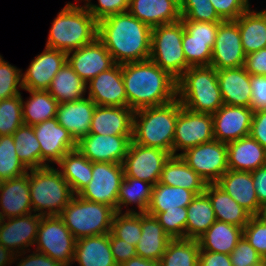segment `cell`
Returning a JSON list of instances; mask_svg holds the SVG:
<instances>
[{
  "label": "cell",
  "instance_id": "41",
  "mask_svg": "<svg viewBox=\"0 0 266 266\" xmlns=\"http://www.w3.org/2000/svg\"><path fill=\"white\" fill-rule=\"evenodd\" d=\"M199 251L198 240L171 239L161 257L160 266H198Z\"/></svg>",
  "mask_w": 266,
  "mask_h": 266
},
{
  "label": "cell",
  "instance_id": "26",
  "mask_svg": "<svg viewBox=\"0 0 266 266\" xmlns=\"http://www.w3.org/2000/svg\"><path fill=\"white\" fill-rule=\"evenodd\" d=\"M228 169L251 172L266 165V149L250 135L227 143Z\"/></svg>",
  "mask_w": 266,
  "mask_h": 266
},
{
  "label": "cell",
  "instance_id": "31",
  "mask_svg": "<svg viewBox=\"0 0 266 266\" xmlns=\"http://www.w3.org/2000/svg\"><path fill=\"white\" fill-rule=\"evenodd\" d=\"M159 183L182 187L196 195L204 193L207 186L205 180L190 168L180 155H171L166 161Z\"/></svg>",
  "mask_w": 266,
  "mask_h": 266
},
{
  "label": "cell",
  "instance_id": "12",
  "mask_svg": "<svg viewBox=\"0 0 266 266\" xmlns=\"http://www.w3.org/2000/svg\"><path fill=\"white\" fill-rule=\"evenodd\" d=\"M214 140L213 118L210 113L194 112L180 103V112L175 124L173 155L177 151L195 147Z\"/></svg>",
  "mask_w": 266,
  "mask_h": 266
},
{
  "label": "cell",
  "instance_id": "15",
  "mask_svg": "<svg viewBox=\"0 0 266 266\" xmlns=\"http://www.w3.org/2000/svg\"><path fill=\"white\" fill-rule=\"evenodd\" d=\"M33 129L40 143L41 168L57 164L66 153L77 149V142L56 117L33 125Z\"/></svg>",
  "mask_w": 266,
  "mask_h": 266
},
{
  "label": "cell",
  "instance_id": "57",
  "mask_svg": "<svg viewBox=\"0 0 266 266\" xmlns=\"http://www.w3.org/2000/svg\"><path fill=\"white\" fill-rule=\"evenodd\" d=\"M244 67L250 75L266 76V48L246 55Z\"/></svg>",
  "mask_w": 266,
  "mask_h": 266
},
{
  "label": "cell",
  "instance_id": "29",
  "mask_svg": "<svg viewBox=\"0 0 266 266\" xmlns=\"http://www.w3.org/2000/svg\"><path fill=\"white\" fill-rule=\"evenodd\" d=\"M73 262L79 266H118L111 251L109 233L77 239Z\"/></svg>",
  "mask_w": 266,
  "mask_h": 266
},
{
  "label": "cell",
  "instance_id": "1",
  "mask_svg": "<svg viewBox=\"0 0 266 266\" xmlns=\"http://www.w3.org/2000/svg\"><path fill=\"white\" fill-rule=\"evenodd\" d=\"M152 28L129 11L98 21L97 38L116 64L140 62L150 58Z\"/></svg>",
  "mask_w": 266,
  "mask_h": 266
},
{
  "label": "cell",
  "instance_id": "49",
  "mask_svg": "<svg viewBox=\"0 0 266 266\" xmlns=\"http://www.w3.org/2000/svg\"><path fill=\"white\" fill-rule=\"evenodd\" d=\"M23 89L22 71L0 55V100L20 95Z\"/></svg>",
  "mask_w": 266,
  "mask_h": 266
},
{
  "label": "cell",
  "instance_id": "46",
  "mask_svg": "<svg viewBox=\"0 0 266 266\" xmlns=\"http://www.w3.org/2000/svg\"><path fill=\"white\" fill-rule=\"evenodd\" d=\"M23 124L21 94L0 100V136L13 135Z\"/></svg>",
  "mask_w": 266,
  "mask_h": 266
},
{
  "label": "cell",
  "instance_id": "13",
  "mask_svg": "<svg viewBox=\"0 0 266 266\" xmlns=\"http://www.w3.org/2000/svg\"><path fill=\"white\" fill-rule=\"evenodd\" d=\"M170 156L171 154L163 149L131 141L123 161L124 177L140 179L154 186L159 182L162 169Z\"/></svg>",
  "mask_w": 266,
  "mask_h": 266
},
{
  "label": "cell",
  "instance_id": "9",
  "mask_svg": "<svg viewBox=\"0 0 266 266\" xmlns=\"http://www.w3.org/2000/svg\"><path fill=\"white\" fill-rule=\"evenodd\" d=\"M76 240L60 216L41 217L35 241L36 251L62 266H70L73 264Z\"/></svg>",
  "mask_w": 266,
  "mask_h": 266
},
{
  "label": "cell",
  "instance_id": "30",
  "mask_svg": "<svg viewBox=\"0 0 266 266\" xmlns=\"http://www.w3.org/2000/svg\"><path fill=\"white\" fill-rule=\"evenodd\" d=\"M142 234L136 244L137 256L160 262L168 242L172 239L155 216L141 213Z\"/></svg>",
  "mask_w": 266,
  "mask_h": 266
},
{
  "label": "cell",
  "instance_id": "34",
  "mask_svg": "<svg viewBox=\"0 0 266 266\" xmlns=\"http://www.w3.org/2000/svg\"><path fill=\"white\" fill-rule=\"evenodd\" d=\"M241 35L244 53L266 48V13L249 9L236 20Z\"/></svg>",
  "mask_w": 266,
  "mask_h": 266
},
{
  "label": "cell",
  "instance_id": "45",
  "mask_svg": "<svg viewBox=\"0 0 266 266\" xmlns=\"http://www.w3.org/2000/svg\"><path fill=\"white\" fill-rule=\"evenodd\" d=\"M215 40L191 39L184 29L182 46L187 64L192 66H209Z\"/></svg>",
  "mask_w": 266,
  "mask_h": 266
},
{
  "label": "cell",
  "instance_id": "28",
  "mask_svg": "<svg viewBox=\"0 0 266 266\" xmlns=\"http://www.w3.org/2000/svg\"><path fill=\"white\" fill-rule=\"evenodd\" d=\"M128 11L151 28L181 20L180 8L172 0H129Z\"/></svg>",
  "mask_w": 266,
  "mask_h": 266
},
{
  "label": "cell",
  "instance_id": "61",
  "mask_svg": "<svg viewBox=\"0 0 266 266\" xmlns=\"http://www.w3.org/2000/svg\"><path fill=\"white\" fill-rule=\"evenodd\" d=\"M259 205L266 203V165L251 171Z\"/></svg>",
  "mask_w": 266,
  "mask_h": 266
},
{
  "label": "cell",
  "instance_id": "42",
  "mask_svg": "<svg viewBox=\"0 0 266 266\" xmlns=\"http://www.w3.org/2000/svg\"><path fill=\"white\" fill-rule=\"evenodd\" d=\"M16 154L28 168H41L40 143L33 126L23 124L13 134Z\"/></svg>",
  "mask_w": 266,
  "mask_h": 266
},
{
  "label": "cell",
  "instance_id": "19",
  "mask_svg": "<svg viewBox=\"0 0 266 266\" xmlns=\"http://www.w3.org/2000/svg\"><path fill=\"white\" fill-rule=\"evenodd\" d=\"M41 217L37 214L2 219L0 223V244L15 255L23 253L26 248L35 245ZM20 250V251H19Z\"/></svg>",
  "mask_w": 266,
  "mask_h": 266
},
{
  "label": "cell",
  "instance_id": "10",
  "mask_svg": "<svg viewBox=\"0 0 266 266\" xmlns=\"http://www.w3.org/2000/svg\"><path fill=\"white\" fill-rule=\"evenodd\" d=\"M178 155L207 184L216 183L228 170L227 143L218 140L199 144Z\"/></svg>",
  "mask_w": 266,
  "mask_h": 266
},
{
  "label": "cell",
  "instance_id": "25",
  "mask_svg": "<svg viewBox=\"0 0 266 266\" xmlns=\"http://www.w3.org/2000/svg\"><path fill=\"white\" fill-rule=\"evenodd\" d=\"M217 78L223 104L250 108L251 81L244 66L217 70Z\"/></svg>",
  "mask_w": 266,
  "mask_h": 266
},
{
  "label": "cell",
  "instance_id": "53",
  "mask_svg": "<svg viewBox=\"0 0 266 266\" xmlns=\"http://www.w3.org/2000/svg\"><path fill=\"white\" fill-rule=\"evenodd\" d=\"M232 266H250L262 260V256L243 236L230 254Z\"/></svg>",
  "mask_w": 266,
  "mask_h": 266
},
{
  "label": "cell",
  "instance_id": "38",
  "mask_svg": "<svg viewBox=\"0 0 266 266\" xmlns=\"http://www.w3.org/2000/svg\"><path fill=\"white\" fill-rule=\"evenodd\" d=\"M195 197L196 194L188 189L158 182L152 188L151 201L146 213H160L187 207Z\"/></svg>",
  "mask_w": 266,
  "mask_h": 266
},
{
  "label": "cell",
  "instance_id": "4",
  "mask_svg": "<svg viewBox=\"0 0 266 266\" xmlns=\"http://www.w3.org/2000/svg\"><path fill=\"white\" fill-rule=\"evenodd\" d=\"M179 112L178 99L165 105L134 111L132 141L163 149L173 155L175 124Z\"/></svg>",
  "mask_w": 266,
  "mask_h": 266
},
{
  "label": "cell",
  "instance_id": "17",
  "mask_svg": "<svg viewBox=\"0 0 266 266\" xmlns=\"http://www.w3.org/2000/svg\"><path fill=\"white\" fill-rule=\"evenodd\" d=\"M67 62L87 84L116 63L104 44L96 38L93 42L67 53Z\"/></svg>",
  "mask_w": 266,
  "mask_h": 266
},
{
  "label": "cell",
  "instance_id": "67",
  "mask_svg": "<svg viewBox=\"0 0 266 266\" xmlns=\"http://www.w3.org/2000/svg\"><path fill=\"white\" fill-rule=\"evenodd\" d=\"M262 261H263L264 265L266 266V255L262 257Z\"/></svg>",
  "mask_w": 266,
  "mask_h": 266
},
{
  "label": "cell",
  "instance_id": "50",
  "mask_svg": "<svg viewBox=\"0 0 266 266\" xmlns=\"http://www.w3.org/2000/svg\"><path fill=\"white\" fill-rule=\"evenodd\" d=\"M243 236L262 257L266 255V223L255 215L251 216L243 228Z\"/></svg>",
  "mask_w": 266,
  "mask_h": 266
},
{
  "label": "cell",
  "instance_id": "16",
  "mask_svg": "<svg viewBox=\"0 0 266 266\" xmlns=\"http://www.w3.org/2000/svg\"><path fill=\"white\" fill-rule=\"evenodd\" d=\"M132 136L88 134L77 142V149L92 163L123 164Z\"/></svg>",
  "mask_w": 266,
  "mask_h": 266
},
{
  "label": "cell",
  "instance_id": "54",
  "mask_svg": "<svg viewBox=\"0 0 266 266\" xmlns=\"http://www.w3.org/2000/svg\"><path fill=\"white\" fill-rule=\"evenodd\" d=\"M185 30L191 35V39L215 40L217 30L221 22H200L181 20Z\"/></svg>",
  "mask_w": 266,
  "mask_h": 266
},
{
  "label": "cell",
  "instance_id": "51",
  "mask_svg": "<svg viewBox=\"0 0 266 266\" xmlns=\"http://www.w3.org/2000/svg\"><path fill=\"white\" fill-rule=\"evenodd\" d=\"M84 1H87L84 7L97 21L129 9V0H98V5L92 4L91 0Z\"/></svg>",
  "mask_w": 266,
  "mask_h": 266
},
{
  "label": "cell",
  "instance_id": "32",
  "mask_svg": "<svg viewBox=\"0 0 266 266\" xmlns=\"http://www.w3.org/2000/svg\"><path fill=\"white\" fill-rule=\"evenodd\" d=\"M210 199L215 218L237 227L244 228L252 216L216 183H209L204 192Z\"/></svg>",
  "mask_w": 266,
  "mask_h": 266
},
{
  "label": "cell",
  "instance_id": "2",
  "mask_svg": "<svg viewBox=\"0 0 266 266\" xmlns=\"http://www.w3.org/2000/svg\"><path fill=\"white\" fill-rule=\"evenodd\" d=\"M121 65L128 108L137 111L177 99V80L150 59Z\"/></svg>",
  "mask_w": 266,
  "mask_h": 266
},
{
  "label": "cell",
  "instance_id": "66",
  "mask_svg": "<svg viewBox=\"0 0 266 266\" xmlns=\"http://www.w3.org/2000/svg\"><path fill=\"white\" fill-rule=\"evenodd\" d=\"M250 266H265V265H264L263 261L261 260L255 264H253V265H250Z\"/></svg>",
  "mask_w": 266,
  "mask_h": 266
},
{
  "label": "cell",
  "instance_id": "64",
  "mask_svg": "<svg viewBox=\"0 0 266 266\" xmlns=\"http://www.w3.org/2000/svg\"><path fill=\"white\" fill-rule=\"evenodd\" d=\"M255 216L262 222L266 223V203L260 205L258 213Z\"/></svg>",
  "mask_w": 266,
  "mask_h": 266
},
{
  "label": "cell",
  "instance_id": "27",
  "mask_svg": "<svg viewBox=\"0 0 266 266\" xmlns=\"http://www.w3.org/2000/svg\"><path fill=\"white\" fill-rule=\"evenodd\" d=\"M216 184L252 216L258 213L260 205L251 172L228 169Z\"/></svg>",
  "mask_w": 266,
  "mask_h": 266
},
{
  "label": "cell",
  "instance_id": "63",
  "mask_svg": "<svg viewBox=\"0 0 266 266\" xmlns=\"http://www.w3.org/2000/svg\"><path fill=\"white\" fill-rule=\"evenodd\" d=\"M120 266H160V262L135 256Z\"/></svg>",
  "mask_w": 266,
  "mask_h": 266
},
{
  "label": "cell",
  "instance_id": "18",
  "mask_svg": "<svg viewBox=\"0 0 266 266\" xmlns=\"http://www.w3.org/2000/svg\"><path fill=\"white\" fill-rule=\"evenodd\" d=\"M253 110L249 107L223 104L213 118L214 140L228 143L250 134Z\"/></svg>",
  "mask_w": 266,
  "mask_h": 266
},
{
  "label": "cell",
  "instance_id": "35",
  "mask_svg": "<svg viewBox=\"0 0 266 266\" xmlns=\"http://www.w3.org/2000/svg\"><path fill=\"white\" fill-rule=\"evenodd\" d=\"M57 164L74 195H78L92 180V162L78 149L66 153Z\"/></svg>",
  "mask_w": 266,
  "mask_h": 266
},
{
  "label": "cell",
  "instance_id": "33",
  "mask_svg": "<svg viewBox=\"0 0 266 266\" xmlns=\"http://www.w3.org/2000/svg\"><path fill=\"white\" fill-rule=\"evenodd\" d=\"M243 237V228L216 220L197 240L201 251L231 254Z\"/></svg>",
  "mask_w": 266,
  "mask_h": 266
},
{
  "label": "cell",
  "instance_id": "14",
  "mask_svg": "<svg viewBox=\"0 0 266 266\" xmlns=\"http://www.w3.org/2000/svg\"><path fill=\"white\" fill-rule=\"evenodd\" d=\"M244 53L238 24L235 20H225L219 24L210 66L216 70L237 68L245 65Z\"/></svg>",
  "mask_w": 266,
  "mask_h": 266
},
{
  "label": "cell",
  "instance_id": "56",
  "mask_svg": "<svg viewBox=\"0 0 266 266\" xmlns=\"http://www.w3.org/2000/svg\"><path fill=\"white\" fill-rule=\"evenodd\" d=\"M253 112L266 109V76L250 75Z\"/></svg>",
  "mask_w": 266,
  "mask_h": 266
},
{
  "label": "cell",
  "instance_id": "6",
  "mask_svg": "<svg viewBox=\"0 0 266 266\" xmlns=\"http://www.w3.org/2000/svg\"><path fill=\"white\" fill-rule=\"evenodd\" d=\"M30 171V172H29ZM28 171L32 210L39 216H60L74 193L60 171L53 166Z\"/></svg>",
  "mask_w": 266,
  "mask_h": 266
},
{
  "label": "cell",
  "instance_id": "24",
  "mask_svg": "<svg viewBox=\"0 0 266 266\" xmlns=\"http://www.w3.org/2000/svg\"><path fill=\"white\" fill-rule=\"evenodd\" d=\"M133 115L128 107L96 105L89 134L133 135Z\"/></svg>",
  "mask_w": 266,
  "mask_h": 266
},
{
  "label": "cell",
  "instance_id": "44",
  "mask_svg": "<svg viewBox=\"0 0 266 266\" xmlns=\"http://www.w3.org/2000/svg\"><path fill=\"white\" fill-rule=\"evenodd\" d=\"M125 212H123L124 214L115 213L111 232L117 238L136 246L142 234L141 213H138L136 210L134 211V209H127Z\"/></svg>",
  "mask_w": 266,
  "mask_h": 266
},
{
  "label": "cell",
  "instance_id": "59",
  "mask_svg": "<svg viewBox=\"0 0 266 266\" xmlns=\"http://www.w3.org/2000/svg\"><path fill=\"white\" fill-rule=\"evenodd\" d=\"M198 266H232L229 254L199 251Z\"/></svg>",
  "mask_w": 266,
  "mask_h": 266
},
{
  "label": "cell",
  "instance_id": "21",
  "mask_svg": "<svg viewBox=\"0 0 266 266\" xmlns=\"http://www.w3.org/2000/svg\"><path fill=\"white\" fill-rule=\"evenodd\" d=\"M86 86L89 89L88 97L96 105L127 107L121 64H115L110 69L101 72Z\"/></svg>",
  "mask_w": 266,
  "mask_h": 266
},
{
  "label": "cell",
  "instance_id": "52",
  "mask_svg": "<svg viewBox=\"0 0 266 266\" xmlns=\"http://www.w3.org/2000/svg\"><path fill=\"white\" fill-rule=\"evenodd\" d=\"M218 16L223 20H236L250 9L249 0H209Z\"/></svg>",
  "mask_w": 266,
  "mask_h": 266
},
{
  "label": "cell",
  "instance_id": "37",
  "mask_svg": "<svg viewBox=\"0 0 266 266\" xmlns=\"http://www.w3.org/2000/svg\"><path fill=\"white\" fill-rule=\"evenodd\" d=\"M31 96L23 101L22 118L25 125H35L56 117L59 103L47 90H26Z\"/></svg>",
  "mask_w": 266,
  "mask_h": 266
},
{
  "label": "cell",
  "instance_id": "7",
  "mask_svg": "<svg viewBox=\"0 0 266 266\" xmlns=\"http://www.w3.org/2000/svg\"><path fill=\"white\" fill-rule=\"evenodd\" d=\"M115 213L116 210L108 205L74 195L60 217L71 234L80 239L110 233Z\"/></svg>",
  "mask_w": 266,
  "mask_h": 266
},
{
  "label": "cell",
  "instance_id": "3",
  "mask_svg": "<svg viewBox=\"0 0 266 266\" xmlns=\"http://www.w3.org/2000/svg\"><path fill=\"white\" fill-rule=\"evenodd\" d=\"M97 33L98 21L89 11L68 2L52 22L46 47L69 53L93 42Z\"/></svg>",
  "mask_w": 266,
  "mask_h": 266
},
{
  "label": "cell",
  "instance_id": "36",
  "mask_svg": "<svg viewBox=\"0 0 266 266\" xmlns=\"http://www.w3.org/2000/svg\"><path fill=\"white\" fill-rule=\"evenodd\" d=\"M87 84L66 62L52 79L47 90L61 104L82 99L87 91Z\"/></svg>",
  "mask_w": 266,
  "mask_h": 266
},
{
  "label": "cell",
  "instance_id": "39",
  "mask_svg": "<svg viewBox=\"0 0 266 266\" xmlns=\"http://www.w3.org/2000/svg\"><path fill=\"white\" fill-rule=\"evenodd\" d=\"M216 221L209 197L202 193L187 206L186 239L197 240Z\"/></svg>",
  "mask_w": 266,
  "mask_h": 266
},
{
  "label": "cell",
  "instance_id": "60",
  "mask_svg": "<svg viewBox=\"0 0 266 266\" xmlns=\"http://www.w3.org/2000/svg\"><path fill=\"white\" fill-rule=\"evenodd\" d=\"M18 260L21 261L17 263V266H62L59 262L38 251H33L32 254L22 259L18 257Z\"/></svg>",
  "mask_w": 266,
  "mask_h": 266
},
{
  "label": "cell",
  "instance_id": "23",
  "mask_svg": "<svg viewBox=\"0 0 266 266\" xmlns=\"http://www.w3.org/2000/svg\"><path fill=\"white\" fill-rule=\"evenodd\" d=\"M96 104L87 96L82 99L58 105L56 118L78 142L90 132L91 120Z\"/></svg>",
  "mask_w": 266,
  "mask_h": 266
},
{
  "label": "cell",
  "instance_id": "5",
  "mask_svg": "<svg viewBox=\"0 0 266 266\" xmlns=\"http://www.w3.org/2000/svg\"><path fill=\"white\" fill-rule=\"evenodd\" d=\"M177 99L191 111L215 113L222 105L223 98L212 66H192L177 80Z\"/></svg>",
  "mask_w": 266,
  "mask_h": 266
},
{
  "label": "cell",
  "instance_id": "11",
  "mask_svg": "<svg viewBox=\"0 0 266 266\" xmlns=\"http://www.w3.org/2000/svg\"><path fill=\"white\" fill-rule=\"evenodd\" d=\"M123 178V164L94 162L92 180L78 195L86 200L108 205L117 212L118 191Z\"/></svg>",
  "mask_w": 266,
  "mask_h": 266
},
{
  "label": "cell",
  "instance_id": "58",
  "mask_svg": "<svg viewBox=\"0 0 266 266\" xmlns=\"http://www.w3.org/2000/svg\"><path fill=\"white\" fill-rule=\"evenodd\" d=\"M249 135L266 149V109L253 113Z\"/></svg>",
  "mask_w": 266,
  "mask_h": 266
},
{
  "label": "cell",
  "instance_id": "65",
  "mask_svg": "<svg viewBox=\"0 0 266 266\" xmlns=\"http://www.w3.org/2000/svg\"><path fill=\"white\" fill-rule=\"evenodd\" d=\"M174 3H176L179 7L182 5L184 0H172Z\"/></svg>",
  "mask_w": 266,
  "mask_h": 266
},
{
  "label": "cell",
  "instance_id": "8",
  "mask_svg": "<svg viewBox=\"0 0 266 266\" xmlns=\"http://www.w3.org/2000/svg\"><path fill=\"white\" fill-rule=\"evenodd\" d=\"M182 21L155 26L151 31L150 60L178 80L190 67L184 56Z\"/></svg>",
  "mask_w": 266,
  "mask_h": 266
},
{
  "label": "cell",
  "instance_id": "43",
  "mask_svg": "<svg viewBox=\"0 0 266 266\" xmlns=\"http://www.w3.org/2000/svg\"><path fill=\"white\" fill-rule=\"evenodd\" d=\"M28 170L16 154L13 135L0 136V182L22 176Z\"/></svg>",
  "mask_w": 266,
  "mask_h": 266
},
{
  "label": "cell",
  "instance_id": "20",
  "mask_svg": "<svg viewBox=\"0 0 266 266\" xmlns=\"http://www.w3.org/2000/svg\"><path fill=\"white\" fill-rule=\"evenodd\" d=\"M67 62V53L45 46V50L22 73L23 90H48L52 79Z\"/></svg>",
  "mask_w": 266,
  "mask_h": 266
},
{
  "label": "cell",
  "instance_id": "55",
  "mask_svg": "<svg viewBox=\"0 0 266 266\" xmlns=\"http://www.w3.org/2000/svg\"><path fill=\"white\" fill-rule=\"evenodd\" d=\"M109 242L114 260L118 266L137 256L135 245L117 238L112 232L109 233Z\"/></svg>",
  "mask_w": 266,
  "mask_h": 266
},
{
  "label": "cell",
  "instance_id": "40",
  "mask_svg": "<svg viewBox=\"0 0 266 266\" xmlns=\"http://www.w3.org/2000/svg\"><path fill=\"white\" fill-rule=\"evenodd\" d=\"M153 185L133 177H124L118 191L117 212L122 213V207L136 204L138 213H146L151 201ZM123 205V206H122Z\"/></svg>",
  "mask_w": 266,
  "mask_h": 266
},
{
  "label": "cell",
  "instance_id": "47",
  "mask_svg": "<svg viewBox=\"0 0 266 266\" xmlns=\"http://www.w3.org/2000/svg\"><path fill=\"white\" fill-rule=\"evenodd\" d=\"M155 216L164 231L172 238H186L187 207L166 210L160 213H147Z\"/></svg>",
  "mask_w": 266,
  "mask_h": 266
},
{
  "label": "cell",
  "instance_id": "48",
  "mask_svg": "<svg viewBox=\"0 0 266 266\" xmlns=\"http://www.w3.org/2000/svg\"><path fill=\"white\" fill-rule=\"evenodd\" d=\"M180 8L181 20L222 22L209 0H184Z\"/></svg>",
  "mask_w": 266,
  "mask_h": 266
},
{
  "label": "cell",
  "instance_id": "22",
  "mask_svg": "<svg viewBox=\"0 0 266 266\" xmlns=\"http://www.w3.org/2000/svg\"><path fill=\"white\" fill-rule=\"evenodd\" d=\"M0 215L2 219L33 213L30 201L28 172L0 182Z\"/></svg>",
  "mask_w": 266,
  "mask_h": 266
},
{
  "label": "cell",
  "instance_id": "62",
  "mask_svg": "<svg viewBox=\"0 0 266 266\" xmlns=\"http://www.w3.org/2000/svg\"><path fill=\"white\" fill-rule=\"evenodd\" d=\"M24 256L22 253L15 255L9 249L5 248L2 244H0V266L11 265V263L17 260V257Z\"/></svg>",
  "mask_w": 266,
  "mask_h": 266
}]
</instances>
